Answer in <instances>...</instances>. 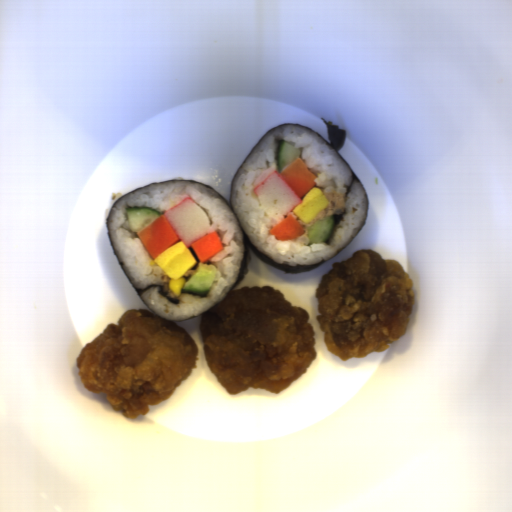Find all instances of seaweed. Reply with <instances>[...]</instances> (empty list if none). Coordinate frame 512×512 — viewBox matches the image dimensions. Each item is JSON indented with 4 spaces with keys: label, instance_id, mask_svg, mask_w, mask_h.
<instances>
[{
    "label": "seaweed",
    "instance_id": "1",
    "mask_svg": "<svg viewBox=\"0 0 512 512\" xmlns=\"http://www.w3.org/2000/svg\"><path fill=\"white\" fill-rule=\"evenodd\" d=\"M323 124L326 126L327 128V133H328V137H329V142L324 138L322 137L321 135L315 133L314 131L310 130L309 128L307 127H304L302 125H299V124H287V125H292V126H297V127H301V128H304V129H308L310 130L311 132H313L314 134H316L318 137H320L323 141H325L331 148H333L338 154L339 156L342 158V160L346 163V165L349 167L352 175H353V178H352V182H351V187H352V184H353V181H358L361 183V181L358 179V177L355 175V173L352 171V169L350 168V166L347 164V162L345 161V159L342 157V155L340 154V150L342 149V147L344 146L345 144V141H346V131L342 128H339V125L337 124H334V122H326L325 118H321ZM286 124H283V125H286ZM282 126V125H280ZM277 128V127H275ZM275 128H272L271 130H269L268 132H266L261 138L260 140L253 146V148L250 150V152L248 153V155L245 157V159L243 160V162L240 164V166L238 167V169L235 171L234 175H233V178L231 180V185H230V193H229V200L228 202L221 196V198L225 201V203L228 205V207L230 208V210L233 212V214L235 215L239 225H240V228H241V232H242V236H243V244H244V252H243V257H242V261H241V266H240V271H239V275H238V278L236 280V283H235V286L232 290H235L238 285L242 282L249 266H250V263H251V259H250V250L255 254V256L261 260L262 262H264L265 264H267L268 266L270 267H273L275 269H278L280 271H283V272H290V273H301V272H306V271H310L332 259H334L339 253H341L350 243H352L357 237L358 235L362 232V230L364 229L365 225H366V222L369 218V199H368V193L364 187V185L361 183L364 191H365V195H366V199H367V208H366V217H365V220H364V224H363V227L362 229L359 231V233L353 238V240L347 245L345 246L339 253H337L334 257L328 259V260H325V261H322V262H319V263H313V264H308V265H288L286 263H280V262H274L273 260H271L269 257H267L266 255H264L262 252H260L258 249H256L254 247V245L251 243V241L248 239V237L245 235L243 229H242V226L239 222V219L231 205V189H232V186H233V182H234V179L241 167V165L244 163V161L246 160V158L249 156V154L251 153V151L254 149V147L269 133L271 132L272 130H274ZM178 181H189V182H193V183H198V182H195V181H192V180H169V181H164V182H159V183H154V184H160V183H165V182H178ZM154 184H151V185H154ZM202 186H205L209 189H211L212 191H214L212 188H210L208 185H205V184H202V183H198ZM151 185H148V186H151ZM148 186H144V187H141V188H138L136 190H133L131 192H128L126 193L125 195H123L122 197H120L119 199H117L109 208V211L107 213V216H106V220H105V225H106V233H107V239L110 243V246L112 248V251L123 271V273L125 274L126 278L128 279V281L130 282L131 286L133 287V289L135 290L136 294L138 295V297L140 298L141 302L146 306V304L144 303V301L142 300L141 298V295L143 294V292L151 287H155V288H158L160 291H159V294L161 296H163L164 298H166L167 300H169L171 303L173 304H179V301L176 299V298H172V297H168V295L166 294L165 290L163 289V287L160 285V284H151L145 288H142V289H138L134 286V284L131 282L130 278L128 277L127 273L125 272V270L123 269L119 259H118V256L114 250V247L111 243V239H110V234H109V229H108V217H109V214L111 212V209L112 207L115 205V203L117 201H119L120 199H122L123 197H125L126 195L130 194V193H133L135 191H138L140 189H143L145 187H148ZM351 187H350V190H351ZM350 190L347 192L346 196L348 195V193L350 192ZM215 192V191H214ZM217 193V192H216ZM218 194V193H217ZM231 290V291H232ZM229 294V293H228ZM228 294L224 297L226 298L228 296ZM224 298H222L218 303H220ZM218 303H216L215 305H213L212 307H210L209 309L213 308L214 306H216ZM147 307V306H146ZM148 308V307H147ZM209 309H207L206 311H208ZM148 310L155 316H158L160 318H163L165 320H168L162 316H159L157 314H155L152 310H150L148 308ZM206 311H204L203 313H205ZM203 313H200L198 315H195L193 317H190L188 319H185L183 321H189L199 315H203ZM170 321L171 323H178L179 321H174V320H168ZM183 321H180V322H183Z\"/></svg>",
    "mask_w": 512,
    "mask_h": 512
}]
</instances>
